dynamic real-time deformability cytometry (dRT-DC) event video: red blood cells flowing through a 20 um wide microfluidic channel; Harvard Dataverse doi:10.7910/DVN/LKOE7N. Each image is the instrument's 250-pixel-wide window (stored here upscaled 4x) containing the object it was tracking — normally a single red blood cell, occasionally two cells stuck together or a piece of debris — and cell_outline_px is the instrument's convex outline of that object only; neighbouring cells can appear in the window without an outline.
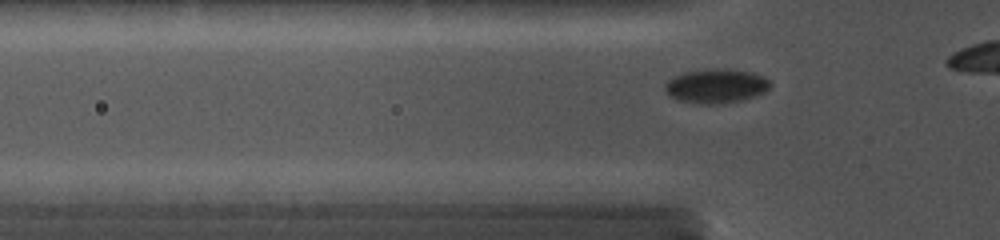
{"species": "common noctule bat (a hibernating species)", "species_latin": "Nyctalus noctula", "temperature_condition": "cold", "stored_images_in_passage": 16, "camera_frame_rate_fps": 5000, "um_per_image_px": 0.085, "animal": {"sex": "female", "body_mass_g": 19.0, "forearm_length_mm": 56.7}, "frame": {"image": 1, "passage_image": 3, "time_ms": 0.4, "image_size_px": [1000, 240], "cell_outline_px": [[772, 84], [764, 92], [732, 100], [684, 100], [672, 96], [664, 88], [664, 84], [672, 76], [684, 72], [704, 68], [728, 68], [752, 72], [764, 76]], "centroid_in_image_um": [60.87, 7.18], "position_along_channel_um": 64.9, "area_um2": 19.65}}
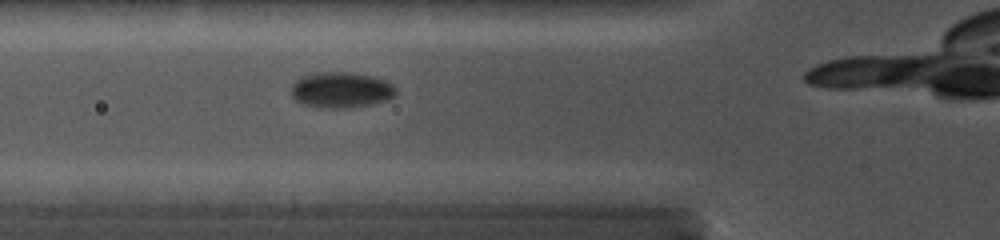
{"frame": {"image": 2, "passage_image": 7, "time_ms": 1.2, "image_size_px": [1000, 240], "cell_outline_px": [[396, 92], [392, 96], [384, 100], [368, 104], [304, 104], [296, 100], [292, 96], [292, 84], [300, 76], [316, 72], [348, 72], [372, 76], [384, 80], [392, 84], [396, 88]], "centroid_in_image_um": [28.98, 7.55], "position_along_channel_um": 96.8, "area_um2": 20.35}}